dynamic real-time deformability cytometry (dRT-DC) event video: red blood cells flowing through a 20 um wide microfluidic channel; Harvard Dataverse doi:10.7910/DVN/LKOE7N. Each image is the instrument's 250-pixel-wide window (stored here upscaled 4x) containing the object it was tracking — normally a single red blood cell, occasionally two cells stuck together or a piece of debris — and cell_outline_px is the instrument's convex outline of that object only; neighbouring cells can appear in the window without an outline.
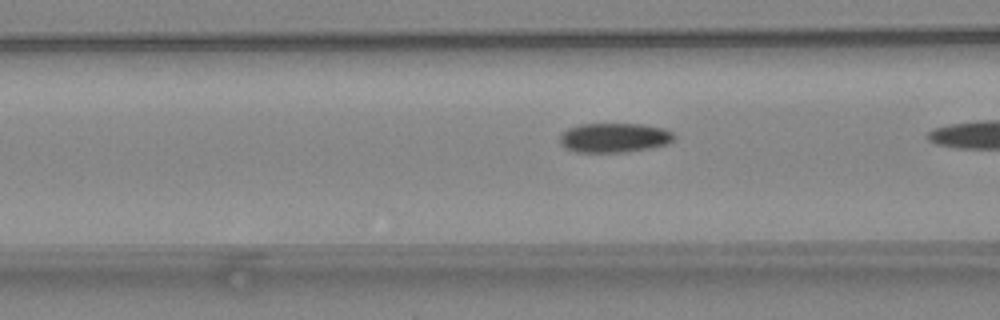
{"species": "common noctule bat (a hibernating species)", "species_latin": "Nyctalus noctula", "temperature_condition": "warm", "stored_images_in_passage": 19, "segment_of_instrument_passage": [2, 2], "camera_frame_rate_fps": 3000, "um_per_image_px": 0.085, "animal": {"sex": "female", "body_mass_g": 24.6, "forearm_length_mm": 56.2}, "frame": {"image": 1, "passage_image": 18, "time_ms": 5.667, "image_size_px": [1000, 320], "cell_outline_px": [[676, 136], [668, 144], [652, 148], [628, 152], [576, 152], [564, 148], [560, 144], [560, 136], [568, 128], [580, 124], [644, 124], [664, 128], [672, 132]], "centroid_in_image_um": [52.23, 11.71], "position_along_channel_um": 114.4, "area_um2": 19.83}}